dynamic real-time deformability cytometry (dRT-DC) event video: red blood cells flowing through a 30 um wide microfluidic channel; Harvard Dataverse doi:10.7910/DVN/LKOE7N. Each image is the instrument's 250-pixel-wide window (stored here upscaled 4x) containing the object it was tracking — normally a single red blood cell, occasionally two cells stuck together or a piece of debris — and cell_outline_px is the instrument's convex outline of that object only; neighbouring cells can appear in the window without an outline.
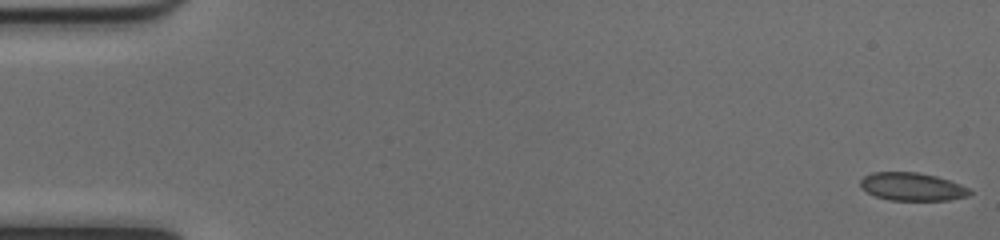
{"species": "common noctule bat (a hibernating species)", "species_latin": "Nyctalus noctula", "temperature_condition": "cold", "stored_images_in_passage": 52, "camera_frame_rate_fps": 3000, "um_per_image_px": 0.085, "animal": {"sex": "female", "body_mass_g": 17.0, "forearm_length_mm": 48.0}, "frame": {"image": 1, "passage_image": 1, "time_ms": 0.0, "image_size_px": [1000, 240], "cell_outline_px": [[972, 192], [968, 196], [948, 200], [888, 200], [876, 196], [860, 188], [860, 180], [864, 176], [872, 172], [916, 172], [936, 176], [960, 184], [968, 188]], "centroid_in_image_um": [77.51, 15.87], "position_along_channel_um": 7.5, "area_um2": 17.8}}
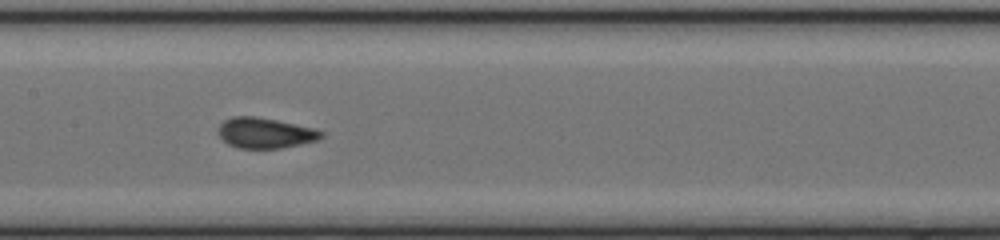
{"frame": {"image": 2, "passage_image": 26, "time_ms": 8.333, "image_size_px": [1000, 240], "cell_outline_px": [[324, 136], [320, 140], [280, 148], [236, 148], [228, 144], [216, 132], [220, 124], [224, 120], [232, 116], [252, 116], [276, 120], [316, 128], [324, 132]], "centroid_in_image_um": [22.55, 11.3], "position_along_channel_um": 184.8, "area_um2": 18.44}}
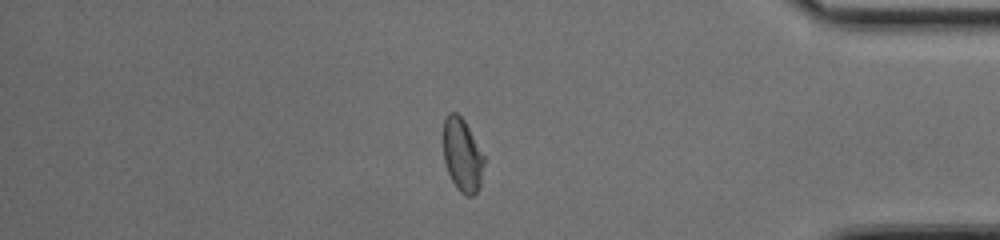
{"frame": {"image": 3, "passage_image": 44, "time_ms": 14.333, "image_size_px": [1000, 240], "cell_outline_px": [[484, 164], [480, 184], [476, 192], [472, 196], [468, 196], [460, 192], [456, 188], [448, 172], [444, 160], [444, 120], [448, 112], [456, 112], [464, 120], [484, 156]], "centroid_in_image_um": [39.29, 13.18], "position_along_channel_um": 395.9, "area_um2": 17.17}, "authors_computed_cell_mechanics": {"area_um2": 18.2648, "velocity_mm_per_s": 4.0252, "shape_relaxation_time_tau1_ms": 7.8215, "shape_relaxation_time_tau2_ms": null, "deformation_change_tau1": 0.1501, "deformation_change_tau2": null}}